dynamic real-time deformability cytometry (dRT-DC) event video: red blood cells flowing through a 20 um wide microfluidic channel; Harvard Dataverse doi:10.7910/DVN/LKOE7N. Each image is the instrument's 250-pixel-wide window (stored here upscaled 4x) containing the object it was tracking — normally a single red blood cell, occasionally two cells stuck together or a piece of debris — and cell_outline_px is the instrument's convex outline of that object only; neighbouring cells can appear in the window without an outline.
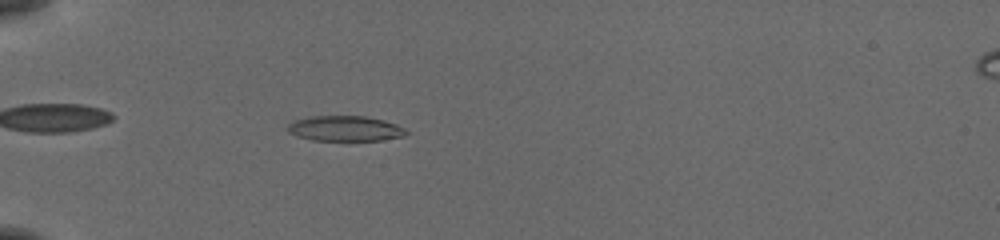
{"species": "common noctule bat (a hibernating species)", "species_latin": "Nyctalus noctula", "temperature_condition": "cold", "stored_images_in_passage": 54, "camera_frame_rate_fps": 3000, "um_per_image_px": 0.085, "animal": {"sex": "female", "body_mass_g": 19.5, "forearm_length_mm": 54.1}, "frame": {"image": 1, "passage_image": 17, "time_ms": 5.333, "image_size_px": [1000, 240], "cell_outline_px": [[408, 132], [404, 136], [384, 140], [312, 140], [296, 136], [288, 132], [288, 124], [296, 120], [312, 116], [364, 116], [396, 124], [404, 128]], "centroid_in_image_um": [29.32, 10.93], "position_along_channel_um": 55.7, "area_um2": 17.28}}
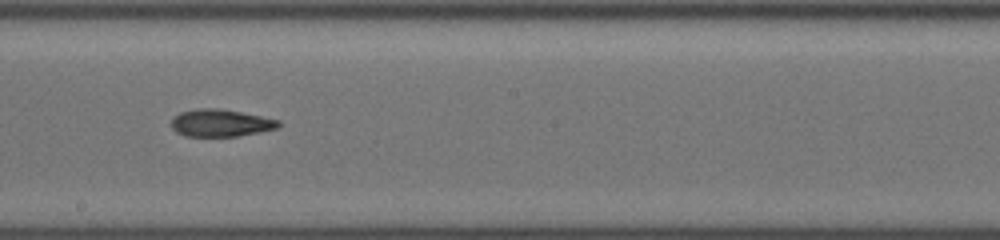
{"frame": {"image": 2, "passage_image": 32, "time_ms": 10.333, "image_size_px": [1000, 240], "cell_outline_px": [[280, 124], [276, 128], [260, 132], [236, 136], [184, 136], [176, 132], [172, 128], [172, 116], [180, 112], [200, 108], [216, 108], [240, 112], [280, 120]], "centroid_in_image_um": [18.71, 10.45], "position_along_channel_um": 229.5, "area_um2": 16.94}}
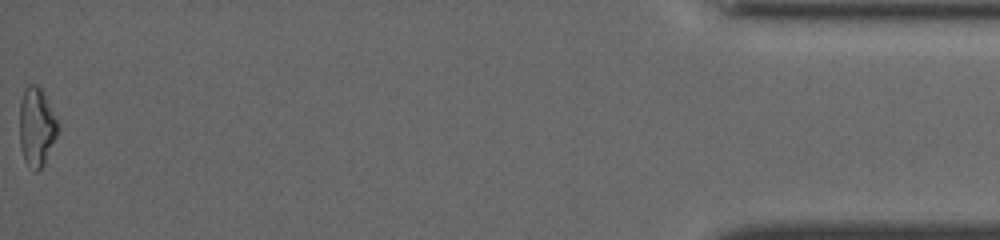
{"frame": {"image": 3, "passage_image": 54, "time_ms": 17.667, "image_size_px": [1000, 240], "cell_outline_px": [[56, 136], [44, 164], [36, 172], [24, 160], [20, 148], [20, 100], [24, 88], [28, 84], [36, 84], [40, 88], [56, 120]], "centroid_in_image_um": [3.05, 10.79], "position_along_channel_um": 432.1, "area_um2": 16.99}, "authors_computed_cell_mechanics": {"area_um2": 17.1666, "velocity_mm_per_s": 3.8696, "shape_relaxation_time_tau1_ms": null, "shape_relaxation_time_tau2_ms": 3.9194, "deformation_change_tau1": null, "deformation_change_tau2": 0.1234}}